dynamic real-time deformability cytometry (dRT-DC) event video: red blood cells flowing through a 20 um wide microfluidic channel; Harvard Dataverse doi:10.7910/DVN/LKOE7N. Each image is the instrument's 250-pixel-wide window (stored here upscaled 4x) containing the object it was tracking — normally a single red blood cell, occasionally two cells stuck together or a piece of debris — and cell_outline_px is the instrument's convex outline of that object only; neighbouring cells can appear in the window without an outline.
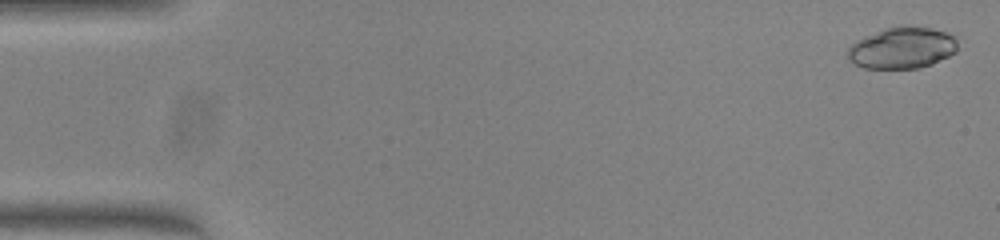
{"species": "common noctule bat (a hibernating species)", "species_latin": "Nyctalus noctula", "temperature_condition": "warm", "stored_images_in_passage": 51, "camera_frame_rate_fps": 3000, "um_per_image_px": 0.085, "animal": {"sex": "female", "body_mass_g": 23.0, "forearm_length_mm": 53.4}, "frame": {"image": 1, "passage_image": 2, "time_ms": 0.333, "image_size_px": [1000, 240], "cell_outline_px": [[956, 52], [932, 64], [920, 68], [864, 68], [848, 60], [848, 48], [856, 40], [864, 36], [884, 28], [900, 24], [904, 24], [932, 28], [944, 32], [952, 36], [956, 40]], "centroid_in_image_um": [76.65, 4.05], "position_along_channel_um": 8.3, "area_um2": 26.7}}
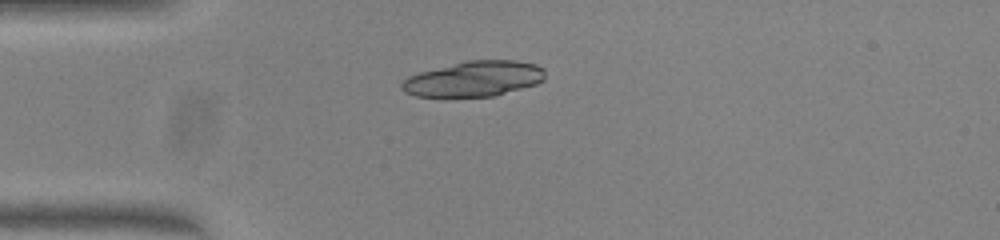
{"frame": {"image": 2, "passage_image": 14, "time_ms": 4.333, "image_size_px": [1000, 240], "cell_outline_px": [[544, 80], [536, 84], [492, 96], [416, 96], [404, 92], [400, 88], [400, 84], [408, 76], [420, 72], [468, 60], [516, 60], [536, 64], [544, 68]], "centroid_in_image_um": [40.29, 6.69], "position_along_channel_um": 44.7, "area_um2": 29.3}}